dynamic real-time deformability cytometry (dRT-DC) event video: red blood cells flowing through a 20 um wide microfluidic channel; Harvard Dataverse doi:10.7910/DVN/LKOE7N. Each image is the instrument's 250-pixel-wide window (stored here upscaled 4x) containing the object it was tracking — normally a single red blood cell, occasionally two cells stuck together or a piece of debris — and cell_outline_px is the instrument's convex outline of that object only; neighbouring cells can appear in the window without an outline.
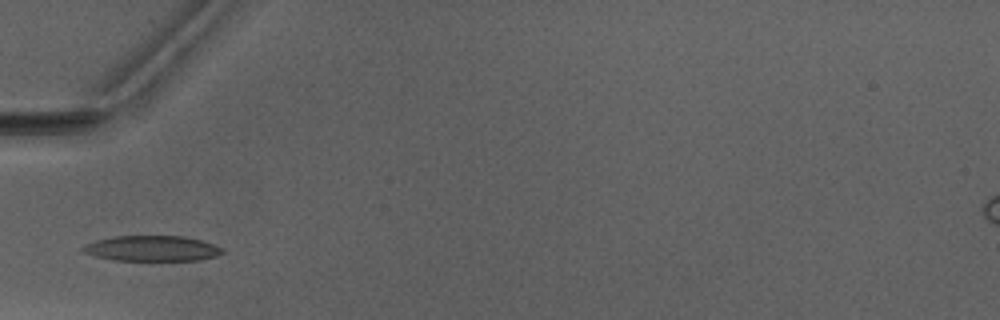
{"species": "Egyptian fruit bat (a non-hibernating species)", "species_latin": "Rousettus aegyptiacus", "temperature_condition": "warm", "stored_images_in_passage": 2, "camera_frame_rate_fps": 3000, "um_per_image_px": 0.085, "animal": {"sex": "male"}, "frame": {"image": 1, "passage_image": 1, "time_ms": 0.0, "image_size_px": [1000, 320], "cell_outline_px": [[224, 252], [216, 256], [200, 260], [112, 260], [96, 256], [84, 252], [80, 248], [84, 244], [96, 240], [112, 236], [184, 236], [216, 244], [224, 248]], "centroid_in_image_um": [12.93, 21.11], "position_along_channel_um": 72.1, "area_um2": 20.81}}